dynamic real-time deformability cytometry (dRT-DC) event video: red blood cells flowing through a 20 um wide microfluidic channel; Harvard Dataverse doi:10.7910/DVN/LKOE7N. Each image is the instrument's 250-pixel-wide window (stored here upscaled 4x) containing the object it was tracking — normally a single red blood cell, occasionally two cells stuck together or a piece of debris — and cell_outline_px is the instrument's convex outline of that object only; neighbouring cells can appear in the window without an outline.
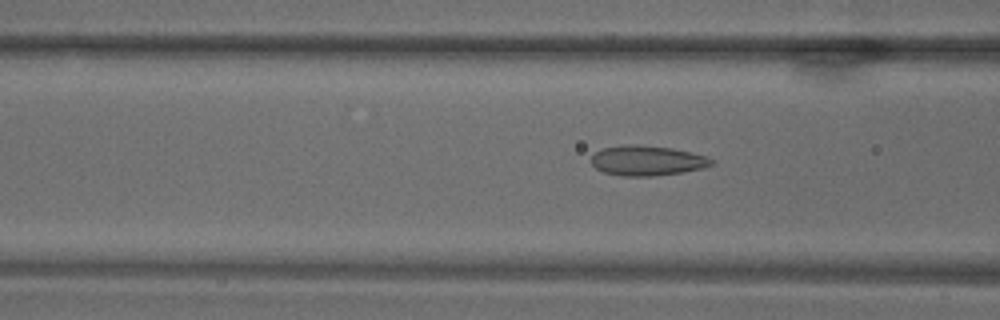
{"species": "common noctule bat (a hibernating species)", "species_latin": "Nyctalus noctula", "temperature_condition": "warm", "stored_images_in_passage": 72, "camera_frame_rate_fps": 3000, "um_per_image_px": 0.085, "animal": {"sex": "male", "body_mass_g": 18.8}, "frame": {"image": 1, "passage_image": 28, "time_ms": 9.0, "image_size_px": [1000, 320], "cell_outline_px": [[712, 164], [704, 168], [680, 172], [652, 176], [624, 176], [604, 172], [596, 168], [592, 164], [592, 156], [596, 152], [604, 148], [628, 144], [636, 144], [672, 148], [692, 152], [704, 156], [712, 160]], "centroid_in_image_um": [54.99, 13.64], "position_along_channel_um": 111.6, "area_um2": 20.75}}
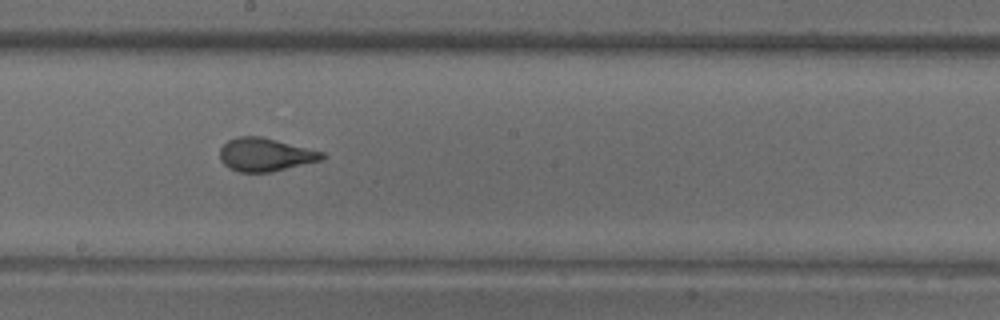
{"frame": {"image": 2, "passage_image": 40, "time_ms": 13.0, "image_size_px": [1000, 320], "cell_outline_px": [[328, 156], [320, 160], [272, 172], [240, 172], [228, 168], [220, 160], [220, 148], [228, 140], [236, 136], [260, 136], [324, 152]], "centroid_in_image_um": [22.53, 13.14], "position_along_channel_um": 225.7, "area_um2": 19.77}}
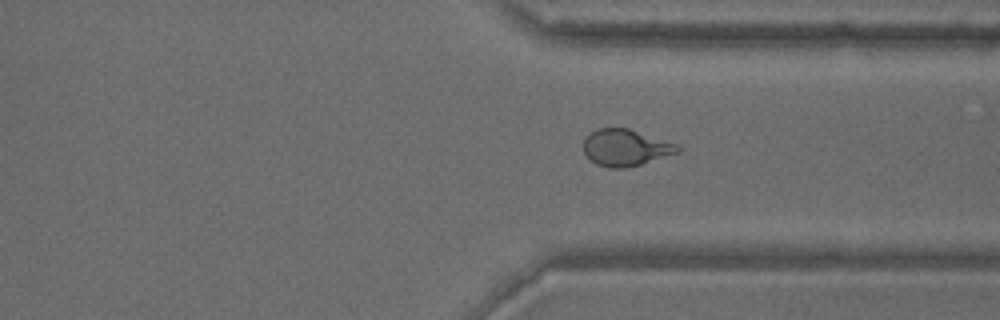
{"frame": {"image": 3, "passage_image": 54, "time_ms": 17.667, "image_size_px": [1000, 320], "cell_outline_px": [[680, 152], [628, 168], [608, 168], [596, 164], [588, 160], [584, 152], [584, 136], [596, 128], [628, 128], [676, 144], [680, 148]], "centroid_in_image_um": [53.12, 12.56], "position_along_channel_um": 358.3, "area_um2": 20.23}}